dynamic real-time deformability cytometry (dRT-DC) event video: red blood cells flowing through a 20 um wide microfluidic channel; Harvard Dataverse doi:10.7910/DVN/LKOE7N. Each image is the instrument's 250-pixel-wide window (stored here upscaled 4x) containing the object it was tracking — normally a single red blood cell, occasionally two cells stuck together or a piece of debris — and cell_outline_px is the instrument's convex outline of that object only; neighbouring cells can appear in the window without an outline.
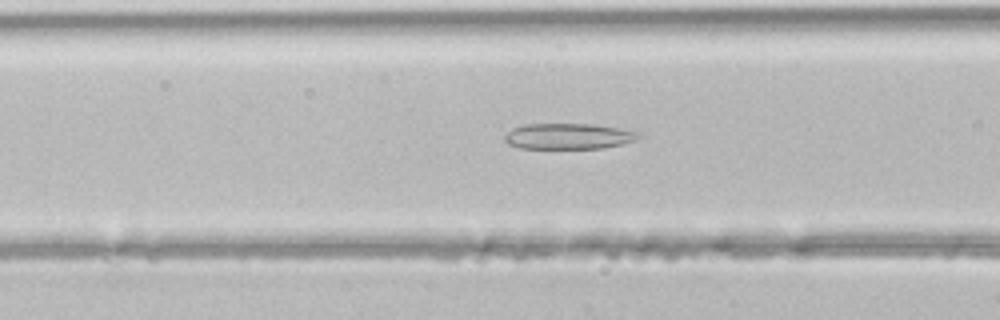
{"species": "common noctule bat (a hibernating species)", "species_latin": "Nyctalus noctula", "temperature_condition": "room temperature", "stored_images_in_passage": 43, "camera_frame_rate_fps": 3000, "um_per_image_px": 0.085, "animal": {"sex": "male", "body_mass_g": 21.5, "forearm_length_mm": 52.0}, "frame": {"image": 1, "passage_image": 15, "time_ms": 4.667, "image_size_px": [1000, 320], "cell_outline_px": [[640, 136], [636, 140], [624, 144], [604, 148], [520, 148], [508, 144], [504, 140], [504, 136], [512, 128], [524, 124], [588, 124], [616, 128], [640, 132]], "centroid_in_image_um": [48.3, 11.58], "position_along_channel_um": 118.3, "area_um2": 20.06}}
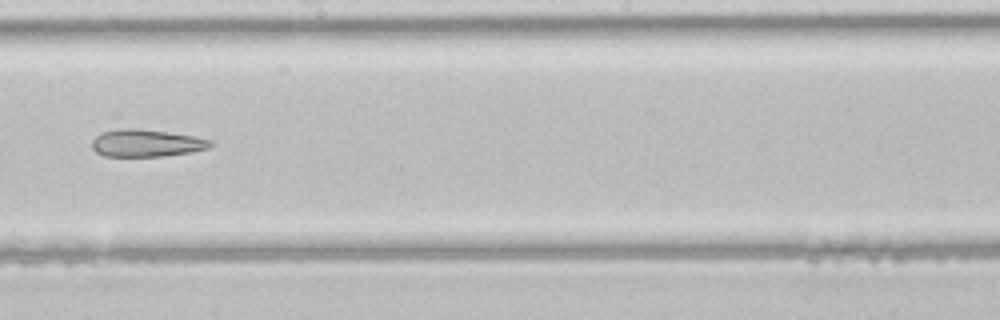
{"frame": {"image": 2, "passage_image": 23, "time_ms": 7.333, "image_size_px": [1000, 320], "cell_outline_px": [[212, 144], [208, 148], [192, 152], [164, 156], [104, 156], [96, 152], [92, 148], [92, 140], [100, 132], [120, 128], [136, 128], [196, 136], [212, 140]], "centroid_in_image_um": [12.43, 12.16], "position_along_channel_um": 235.8, "area_um2": 18.96}}
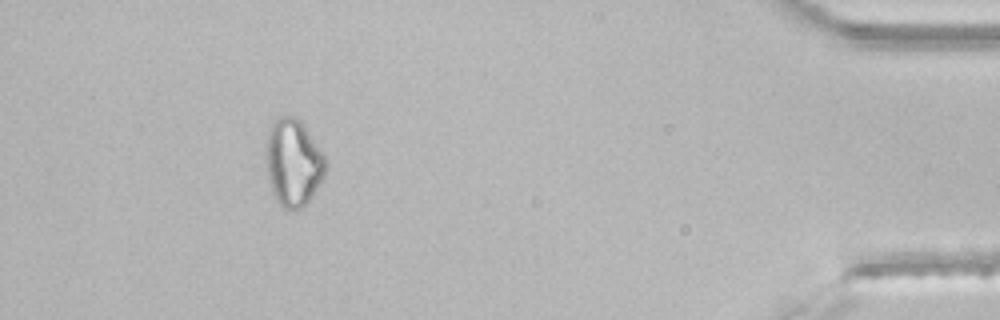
{"frame": {"image": 3, "passage_image": 39, "time_ms": 12.667, "image_size_px": [1000, 320], "cell_outline_px": [[324, 176], [312, 196], [304, 208], [288, 212], [276, 200], [272, 192], [268, 176], [264, 152], [268, 132], [272, 124], [280, 116], [292, 116], [300, 120], [304, 124], [324, 156]], "centroid_in_image_um": [24.89, 13.85], "position_along_channel_um": 410.3, "area_um2": 30.29}}